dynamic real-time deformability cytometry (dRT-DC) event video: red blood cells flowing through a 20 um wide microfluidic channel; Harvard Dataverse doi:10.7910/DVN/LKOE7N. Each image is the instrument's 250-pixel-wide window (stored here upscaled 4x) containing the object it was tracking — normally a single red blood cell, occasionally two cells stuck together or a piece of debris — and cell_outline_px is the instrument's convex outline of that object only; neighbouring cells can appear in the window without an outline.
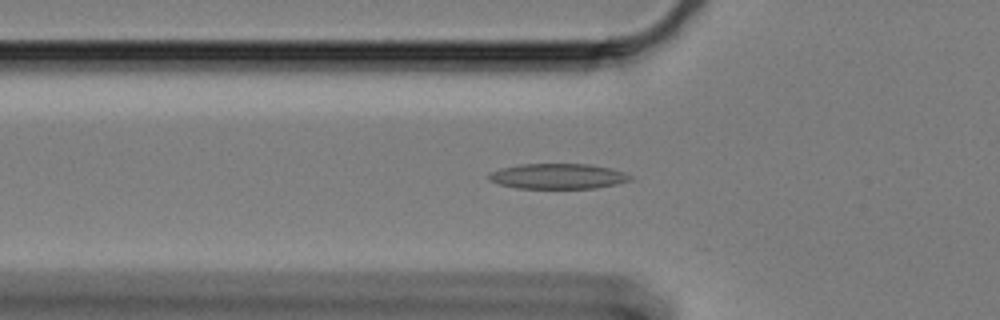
{"species": "Egyptian fruit bat (a non-hibernating species)", "species_latin": "Rousettus aegyptiacus", "temperature_condition": "cold", "stored_images_in_passage": 48, "camera_frame_rate_fps": 3000, "um_per_image_px": 0.085, "animal": {"sex": "female"}, "frame": {"image": 1, "passage_image": 8, "time_ms": 2.333, "image_size_px": [1000, 320], "cell_outline_px": [[632, 180], [616, 184], [596, 188], [516, 188], [500, 184], [488, 180], [488, 176], [492, 172], [504, 168], [524, 164], [588, 164], [608, 168], [624, 172], [632, 176]], "centroid_in_image_um": [47.45, 14.99], "position_along_channel_um": 78.3, "area_um2": 20.58}}
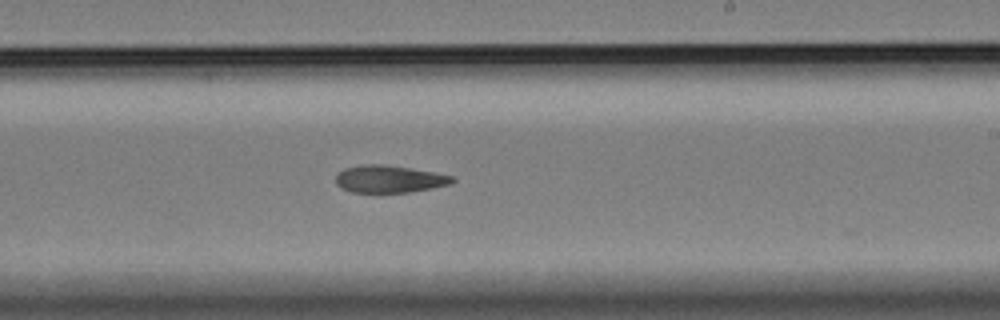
{"frame": {"image": 2, "passage_image": 24, "time_ms": 7.667, "image_size_px": [1000, 320], "cell_outline_px": [[456, 180], [452, 184], [432, 188], [408, 192], [380, 196], [352, 192], [340, 188], [336, 184], [336, 176], [344, 168], [364, 164], [380, 164], [408, 168], [432, 172], [452, 176]], "centroid_in_image_um": [33.04, 15.27], "position_along_channel_um": 256.0, "area_um2": 19.19}}
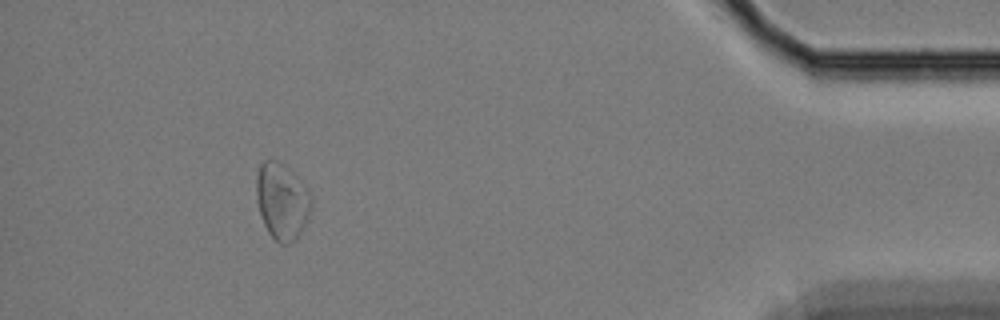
{"frame": {"image": 3, "passage_image": 43, "time_ms": 14.0, "image_size_px": [1000, 320], "cell_outline_px": [[312, 208], [308, 220], [300, 232], [288, 244], [280, 244], [268, 232], [260, 216], [256, 192], [256, 176], [260, 164], [264, 160], [268, 160], [292, 172], [300, 180], [312, 196]], "centroid_in_image_um": [23.97, 17.14], "position_along_channel_um": 411.2, "area_um2": 23.99}, "authors_computed_cell_mechanics": {"area_um2": 20.0566, "velocity_mm_per_s": 3.3101, "shape_relaxation_time_tau1_ms": null, "shape_relaxation_time_tau2_ms": 8.1986, "deformation_change_tau1": null, "deformation_change_tau2": 0.162}}